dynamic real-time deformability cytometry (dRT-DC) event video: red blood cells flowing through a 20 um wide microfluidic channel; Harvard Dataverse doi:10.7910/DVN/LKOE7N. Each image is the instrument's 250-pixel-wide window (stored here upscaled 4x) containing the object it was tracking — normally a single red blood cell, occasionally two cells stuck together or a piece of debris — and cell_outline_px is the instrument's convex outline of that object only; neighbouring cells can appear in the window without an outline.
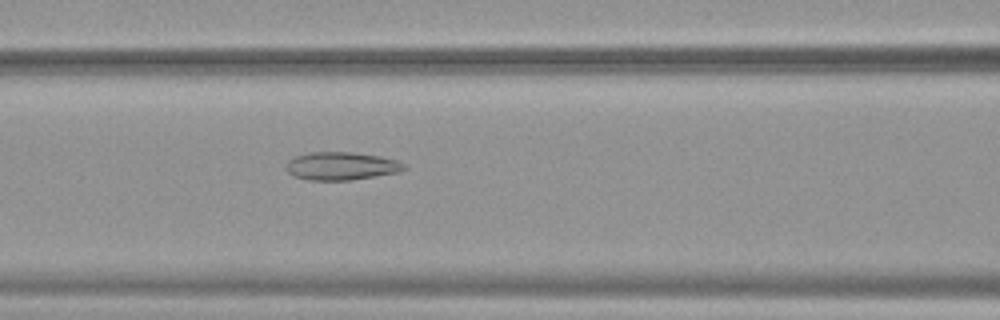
{"species": "common noctule bat (a hibernating species)", "species_latin": "Nyctalus noctula", "temperature_condition": "warm", "stored_images_in_passage": 53, "camera_frame_rate_fps": 3000, "um_per_image_px": 0.085, "animal": {"sex": "female", "body_mass_g": 19.9}, "frame": {"image": 1, "passage_image": 23, "time_ms": 7.333, "image_size_px": [1000, 320], "cell_outline_px": [[408, 168], [396, 172], [348, 180], [308, 180], [292, 176], [284, 168], [288, 160], [292, 156], [308, 152], [352, 152], [380, 156], [396, 160], [408, 164]], "centroid_in_image_um": [28.95, 14.1], "position_along_channel_um": 137.6, "area_um2": 19.42}}
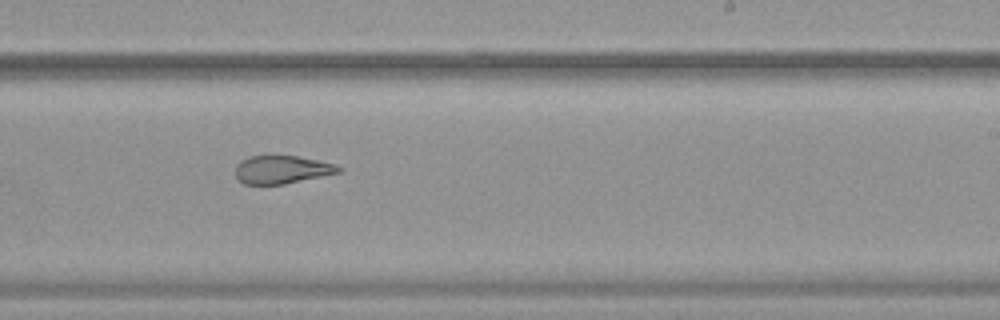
{"frame": {"image": 2, "passage_image": 33, "time_ms": 10.667, "image_size_px": [1000, 320], "cell_outline_px": [[344, 168], [340, 172], [284, 184], [244, 184], [236, 176], [236, 164], [240, 160], [248, 156], [296, 156], [336, 164]], "centroid_in_image_um": [23.95, 14.41], "position_along_channel_um": 265.0, "area_um2": 16.76}}
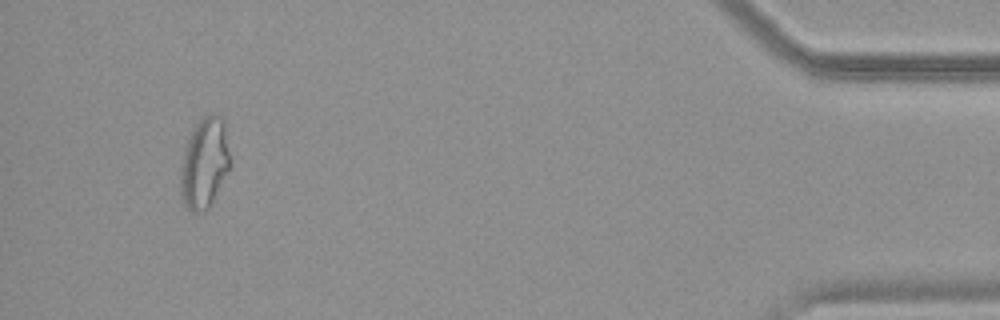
{"frame": {"image": 3, "passage_image": 50, "time_ms": 16.333, "image_size_px": [1000, 320], "cell_outline_px": [[232, 168], [208, 208], [200, 212], [192, 212], [184, 204], [180, 196], [180, 168], [184, 152], [188, 140], [196, 124], [208, 112], [212, 112], [220, 116], [224, 120], [232, 164]], "centroid_in_image_um": [17.41, 13.86], "position_along_channel_um": 417.8, "area_um2": 26.65}, "authors_computed_cell_mechanics": {"area_um2": 23.5246, "velocity_mm_per_s": 3.8341, "shape_relaxation_time_tau1_ms": null, "shape_relaxation_time_tau2_ms": 2.4309, "deformation_change_tau1": null, "deformation_change_tau2": 0.0994}}